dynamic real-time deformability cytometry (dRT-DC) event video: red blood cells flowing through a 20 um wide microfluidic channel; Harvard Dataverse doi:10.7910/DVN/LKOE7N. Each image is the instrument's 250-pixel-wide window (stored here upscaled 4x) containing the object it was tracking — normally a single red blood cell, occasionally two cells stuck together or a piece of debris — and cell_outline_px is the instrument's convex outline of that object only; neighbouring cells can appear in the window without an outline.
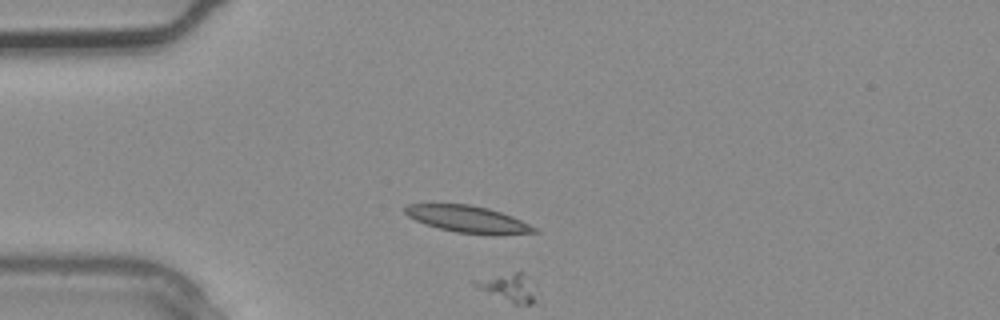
{"species": "common noctule bat (a hibernating species)", "species_latin": "Nyctalus noctula", "temperature_condition": "warm", "stored_images_in_passage": 3, "camera_frame_rate_fps": 3000, "um_per_image_px": 0.085, "animal": {"sex": "male", "body_mass_g": 20.4}, "frame": {"image": 1, "passage_image": 2, "time_ms": 0.333, "image_size_px": [1000, 320], "cell_outline_px": [[540, 292], [536, 300], [532, 304], [516, 304], [476, 288], [468, 280], [516, 272], [524, 272]], "centroid_in_image_um": [43.28, 24.43], "position_along_channel_um": 41.7, "area_um2": 10.35}}